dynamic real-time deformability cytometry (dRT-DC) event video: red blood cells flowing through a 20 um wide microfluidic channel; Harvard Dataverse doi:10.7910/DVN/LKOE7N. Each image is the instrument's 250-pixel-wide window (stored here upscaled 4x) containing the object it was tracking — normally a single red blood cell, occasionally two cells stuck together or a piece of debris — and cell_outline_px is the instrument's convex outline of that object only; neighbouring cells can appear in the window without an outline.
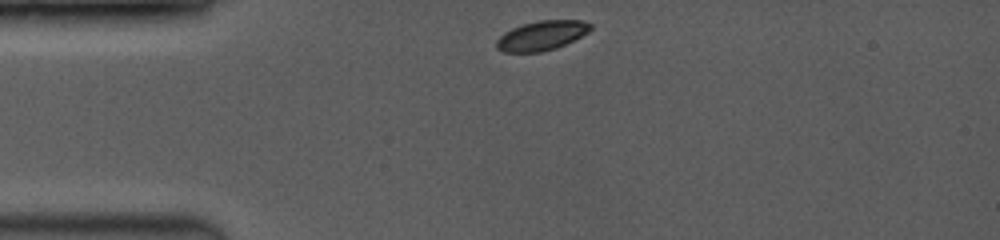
{"species": "common noctule bat (a hibernating species)", "species_latin": "Nyctalus noctula", "temperature_condition": "room temperature", "stored_images_in_passage": 42, "camera_frame_rate_fps": 3500, "um_per_image_px": 0.085, "animal": {"sex": "female", "body_mass_g": 19.0, "forearm_length_mm": 53.3}, "frame": {"image": 1, "passage_image": 1, "time_ms": 0.0, "image_size_px": [1000, 240], "cell_outline_px": [[592, 28], [588, 32], [556, 48], [540, 52], [504, 52], [496, 48], [496, 40], [504, 32], [512, 28], [536, 20], [584, 20], [592, 24]], "centroid_in_image_um": [46.03, 3.01], "position_along_channel_um": 39.0, "area_um2": 16.13}}
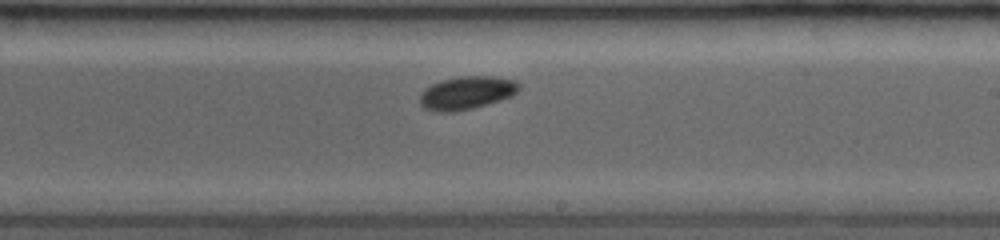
{"frame": {"image": 2, "passage_image": 24, "time_ms": 6.0, "image_size_px": [1000, 240], "cell_outline_px": [[520, 88], [512, 96], [500, 100], [472, 108], [456, 112], [436, 112], [424, 108], [420, 104], [420, 92], [424, 88], [440, 80], [456, 76], [496, 76], [516, 80], [520, 84]], "centroid_in_image_um": [39.65, 7.88], "position_along_channel_um": 249.4, "area_um2": 19.42}}
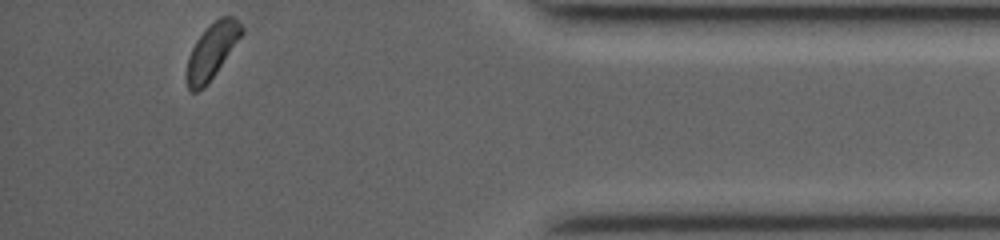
{"frame": {"image": 3, "passage_image": 42, "time_ms": 10.857, "image_size_px": [1000, 240], "cell_outline_px": [[244, 32], [208, 84], [204, 88], [196, 92], [192, 92], [188, 88], [184, 76], [184, 72], [188, 56], [196, 40], [220, 16], [232, 16], [244, 28]], "centroid_in_image_um": [17.97, 4.4], "position_along_channel_um": 417.2, "area_um2": 17.63}, "authors_computed_cell_mechanics": {"area_um2": 18.4093, "velocity_mm_per_s": 4.0202, "shape_relaxation_time_tau1_ms": 1.479, "shape_relaxation_time_tau2_ms": null, "deformation_change_tau1": 0.0511, "deformation_change_tau2": null}}